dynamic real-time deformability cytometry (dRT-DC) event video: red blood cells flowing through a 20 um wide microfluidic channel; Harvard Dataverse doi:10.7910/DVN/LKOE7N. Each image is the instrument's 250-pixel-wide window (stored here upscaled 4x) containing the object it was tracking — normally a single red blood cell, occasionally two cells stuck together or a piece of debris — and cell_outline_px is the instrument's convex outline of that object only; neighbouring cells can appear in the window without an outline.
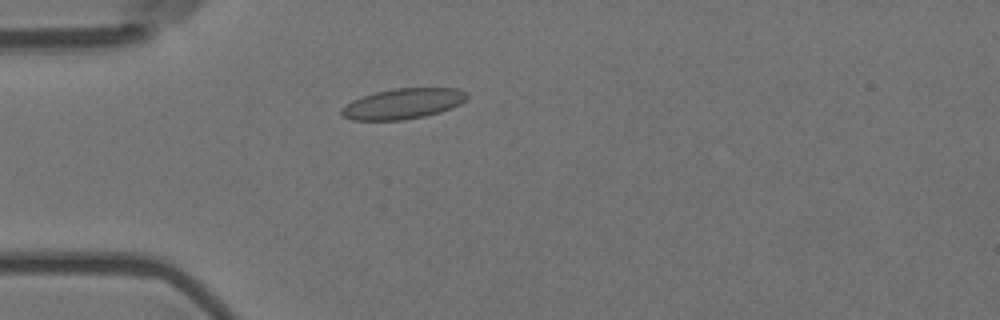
{"species": "Egyptian fruit bat (a non-hibernating species)", "species_latin": "Rousettus aegyptiacus", "temperature_condition": "room temperature", "stored_images_in_passage": 57, "camera_frame_rate_fps": 3000, "um_per_image_px": 0.085, "animal": {"sex": "female"}, "frame": {"image": 1, "passage_image": 15, "time_ms": 4.667, "image_size_px": [1000, 320], "cell_outline_px": [[468, 96], [460, 104], [440, 112], [424, 116], [404, 120], [352, 120], [344, 116], [340, 112], [340, 108], [352, 100], [376, 92], [396, 88], [456, 88], [468, 92]], "centroid_in_image_um": [34.25, 8.81], "position_along_channel_um": 50.7, "area_um2": 22.2}}
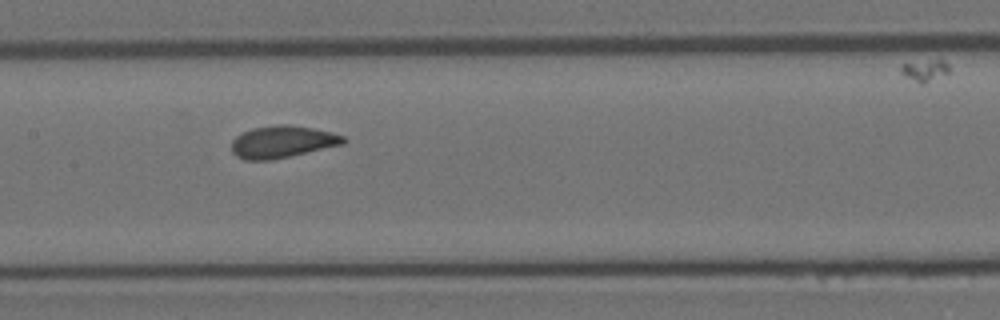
{"frame": {"image": 2, "passage_image": 27, "time_ms": 8.667, "image_size_px": [1000, 320], "cell_outline_px": [[348, 140], [344, 144], [288, 156], [268, 160], [244, 160], [236, 156], [232, 152], [232, 140], [236, 136], [252, 128], [276, 124], [288, 124], [312, 128], [332, 132], [344, 136]], "centroid_in_image_um": [24.0, 12.04], "position_along_channel_um": 183.4, "area_um2": 20.87}}
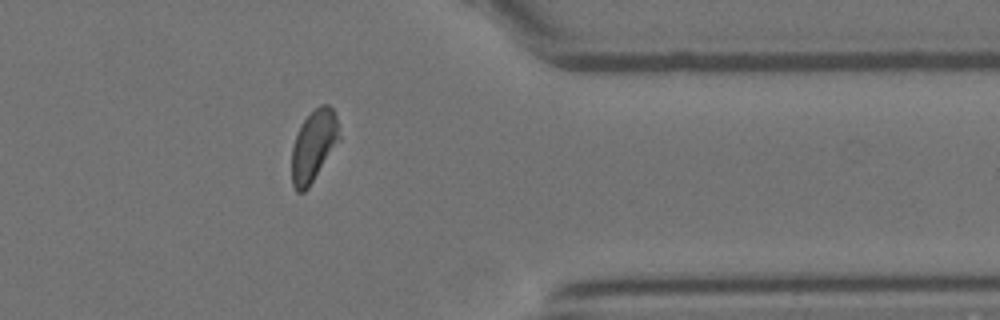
{"frame": {"image": 3, "passage_image": 45, "time_ms": 14.667, "image_size_px": [1000, 320], "cell_outline_px": [[340, 140], [308, 188], [304, 192], [296, 192], [292, 184], [292, 148], [296, 136], [304, 120], [320, 104], [328, 104], [332, 108], [336, 116], [340, 136]], "centroid_in_image_um": [26.67, 12.4], "position_along_channel_um": 384.7, "area_um2": 19.54}}